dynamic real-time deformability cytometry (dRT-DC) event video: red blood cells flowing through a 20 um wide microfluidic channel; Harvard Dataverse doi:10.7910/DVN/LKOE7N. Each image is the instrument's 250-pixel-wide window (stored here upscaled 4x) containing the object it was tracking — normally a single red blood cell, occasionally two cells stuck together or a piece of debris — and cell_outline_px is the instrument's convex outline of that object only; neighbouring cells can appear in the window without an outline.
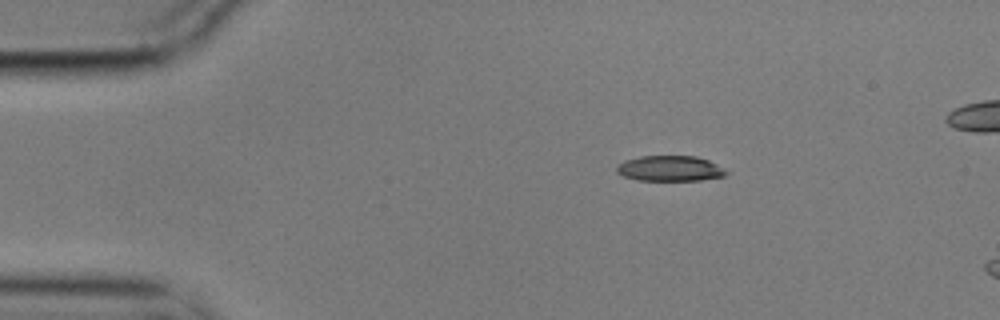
{"species": "common noctule bat (a hibernating species)", "species_latin": "Nyctalus noctula", "temperature_condition": "cold", "stored_images_in_passage": 3, "camera_frame_rate_fps": 3000, "um_per_image_px": 0.085, "animal": {"sex": "male", "body_mass_g": 17.9}, "frame": {"image": 1, "passage_image": 1, "time_ms": 0.0, "image_size_px": [1000, 320], "cell_outline_px": [[732, 172], [724, 176], [700, 180], [636, 180], [624, 176], [616, 172], [616, 168], [624, 160], [640, 156], [696, 156], [708, 160]], "centroid_in_image_um": [56.98, 14.32], "position_along_channel_um": 28.0, "area_um2": 16.3}}